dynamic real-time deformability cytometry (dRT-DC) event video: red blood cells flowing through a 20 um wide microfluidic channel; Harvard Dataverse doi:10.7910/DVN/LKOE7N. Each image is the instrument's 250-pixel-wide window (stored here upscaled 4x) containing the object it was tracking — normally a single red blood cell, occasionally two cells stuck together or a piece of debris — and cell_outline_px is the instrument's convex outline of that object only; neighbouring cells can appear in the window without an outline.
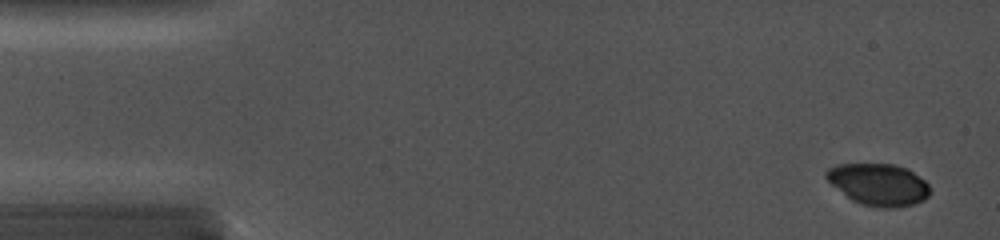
{"species": "common noctule bat (a hibernating species)", "species_latin": "Nyctalus noctula", "temperature_condition": "cold", "stored_images_in_passage": 6, "camera_frame_rate_fps": 5000, "um_per_image_px": 0.085, "animal": {"sex": "female", "body_mass_g": 19.0, "forearm_length_mm": 56.7}, "frame": {"image": 1, "passage_image": 1, "time_ms": 0.0, "image_size_px": [1000, 240], "cell_outline_px": [[928, 196], [924, 200], [912, 204], [896, 208], [880, 208], [860, 204], [852, 200], [832, 184], [824, 176], [824, 172], [828, 168], [836, 164], [896, 164], [908, 168], [924, 180], [928, 184]], "centroid_in_image_um": [74.67, 15.67], "position_along_channel_um": 10.3, "area_um2": 25.32}}